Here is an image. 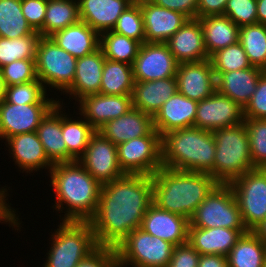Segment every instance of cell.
I'll return each mask as SVG.
<instances>
[{"mask_svg":"<svg viewBox=\"0 0 266 267\" xmlns=\"http://www.w3.org/2000/svg\"><path fill=\"white\" fill-rule=\"evenodd\" d=\"M152 198V176L125 174L103 184L97 211L89 220L98 246L116 248L141 227Z\"/></svg>","mask_w":266,"mask_h":267,"instance_id":"1","label":"cell"},{"mask_svg":"<svg viewBox=\"0 0 266 267\" xmlns=\"http://www.w3.org/2000/svg\"><path fill=\"white\" fill-rule=\"evenodd\" d=\"M48 172L57 198L53 208H67L63 221H89L97 211L102 185L78 161L54 164Z\"/></svg>","mask_w":266,"mask_h":267,"instance_id":"2","label":"cell"},{"mask_svg":"<svg viewBox=\"0 0 266 267\" xmlns=\"http://www.w3.org/2000/svg\"><path fill=\"white\" fill-rule=\"evenodd\" d=\"M153 204L191 219L198 206L218 185L206 173L161 167L152 175Z\"/></svg>","mask_w":266,"mask_h":267,"instance_id":"3","label":"cell"},{"mask_svg":"<svg viewBox=\"0 0 266 267\" xmlns=\"http://www.w3.org/2000/svg\"><path fill=\"white\" fill-rule=\"evenodd\" d=\"M162 166L174 170L213 174L215 139L211 131L189 127L161 137Z\"/></svg>","mask_w":266,"mask_h":267,"instance_id":"4","label":"cell"},{"mask_svg":"<svg viewBox=\"0 0 266 267\" xmlns=\"http://www.w3.org/2000/svg\"><path fill=\"white\" fill-rule=\"evenodd\" d=\"M212 134L216 149L211 176L218 184H229L242 174L255 169L244 122L214 130Z\"/></svg>","mask_w":266,"mask_h":267,"instance_id":"5","label":"cell"},{"mask_svg":"<svg viewBox=\"0 0 266 267\" xmlns=\"http://www.w3.org/2000/svg\"><path fill=\"white\" fill-rule=\"evenodd\" d=\"M54 231L44 267H76L98 247L89 221H61Z\"/></svg>","mask_w":266,"mask_h":267,"instance_id":"6","label":"cell"},{"mask_svg":"<svg viewBox=\"0 0 266 267\" xmlns=\"http://www.w3.org/2000/svg\"><path fill=\"white\" fill-rule=\"evenodd\" d=\"M174 247L139 227L116 247L119 267H166Z\"/></svg>","mask_w":266,"mask_h":267,"instance_id":"7","label":"cell"},{"mask_svg":"<svg viewBox=\"0 0 266 267\" xmlns=\"http://www.w3.org/2000/svg\"><path fill=\"white\" fill-rule=\"evenodd\" d=\"M197 228H229L247 230L229 184H218L198 206L189 220Z\"/></svg>","mask_w":266,"mask_h":267,"instance_id":"8","label":"cell"},{"mask_svg":"<svg viewBox=\"0 0 266 267\" xmlns=\"http://www.w3.org/2000/svg\"><path fill=\"white\" fill-rule=\"evenodd\" d=\"M77 58L60 48L50 37H41L36 51L38 79L55 90L64 92L72 85Z\"/></svg>","mask_w":266,"mask_h":267,"instance_id":"9","label":"cell"},{"mask_svg":"<svg viewBox=\"0 0 266 267\" xmlns=\"http://www.w3.org/2000/svg\"><path fill=\"white\" fill-rule=\"evenodd\" d=\"M241 219L248 231H253L266 218V170L255 168L229 183Z\"/></svg>","mask_w":266,"mask_h":267,"instance_id":"10","label":"cell"},{"mask_svg":"<svg viewBox=\"0 0 266 267\" xmlns=\"http://www.w3.org/2000/svg\"><path fill=\"white\" fill-rule=\"evenodd\" d=\"M118 161L125 174L152 176L162 167L161 136L154 129L117 146Z\"/></svg>","mask_w":266,"mask_h":267,"instance_id":"11","label":"cell"},{"mask_svg":"<svg viewBox=\"0 0 266 267\" xmlns=\"http://www.w3.org/2000/svg\"><path fill=\"white\" fill-rule=\"evenodd\" d=\"M77 161L101 185L125 175L119 165L117 146L98 131L91 136L87 149Z\"/></svg>","mask_w":266,"mask_h":267,"instance_id":"12","label":"cell"},{"mask_svg":"<svg viewBox=\"0 0 266 267\" xmlns=\"http://www.w3.org/2000/svg\"><path fill=\"white\" fill-rule=\"evenodd\" d=\"M178 65L166 43L145 42L133 61V78L134 81L146 82L176 77Z\"/></svg>","mask_w":266,"mask_h":267,"instance_id":"13","label":"cell"},{"mask_svg":"<svg viewBox=\"0 0 266 267\" xmlns=\"http://www.w3.org/2000/svg\"><path fill=\"white\" fill-rule=\"evenodd\" d=\"M244 108L215 91L198 102L194 127L214 131L244 122Z\"/></svg>","mask_w":266,"mask_h":267,"instance_id":"14","label":"cell"},{"mask_svg":"<svg viewBox=\"0 0 266 267\" xmlns=\"http://www.w3.org/2000/svg\"><path fill=\"white\" fill-rule=\"evenodd\" d=\"M56 104L15 105L3 100L0 103V138L35 132L42 119Z\"/></svg>","mask_w":266,"mask_h":267,"instance_id":"15","label":"cell"},{"mask_svg":"<svg viewBox=\"0 0 266 267\" xmlns=\"http://www.w3.org/2000/svg\"><path fill=\"white\" fill-rule=\"evenodd\" d=\"M176 79L178 92L196 102L216 91V76L209 59L179 63Z\"/></svg>","mask_w":266,"mask_h":267,"instance_id":"16","label":"cell"},{"mask_svg":"<svg viewBox=\"0 0 266 267\" xmlns=\"http://www.w3.org/2000/svg\"><path fill=\"white\" fill-rule=\"evenodd\" d=\"M79 102V114L96 131L107 122L119 118L132 108L131 95H105L101 93L82 97Z\"/></svg>","mask_w":266,"mask_h":267,"instance_id":"17","label":"cell"},{"mask_svg":"<svg viewBox=\"0 0 266 267\" xmlns=\"http://www.w3.org/2000/svg\"><path fill=\"white\" fill-rule=\"evenodd\" d=\"M189 224L186 217L162 210L152 203L143 217L140 228L177 246L188 242Z\"/></svg>","mask_w":266,"mask_h":267,"instance_id":"18","label":"cell"},{"mask_svg":"<svg viewBox=\"0 0 266 267\" xmlns=\"http://www.w3.org/2000/svg\"><path fill=\"white\" fill-rule=\"evenodd\" d=\"M146 42L166 43L189 20L183 13L163 8L152 1L140 3Z\"/></svg>","mask_w":266,"mask_h":267,"instance_id":"19","label":"cell"},{"mask_svg":"<svg viewBox=\"0 0 266 267\" xmlns=\"http://www.w3.org/2000/svg\"><path fill=\"white\" fill-rule=\"evenodd\" d=\"M197 104L177 91L153 117L154 129L162 137L173 130L193 127Z\"/></svg>","mask_w":266,"mask_h":267,"instance_id":"20","label":"cell"},{"mask_svg":"<svg viewBox=\"0 0 266 267\" xmlns=\"http://www.w3.org/2000/svg\"><path fill=\"white\" fill-rule=\"evenodd\" d=\"M166 45L179 63L209 59L204 44L203 29L198 18L186 21Z\"/></svg>","mask_w":266,"mask_h":267,"instance_id":"21","label":"cell"},{"mask_svg":"<svg viewBox=\"0 0 266 267\" xmlns=\"http://www.w3.org/2000/svg\"><path fill=\"white\" fill-rule=\"evenodd\" d=\"M153 130V117L132 107L119 118L107 122L98 132L118 146L129 140L147 136Z\"/></svg>","mask_w":266,"mask_h":267,"instance_id":"22","label":"cell"},{"mask_svg":"<svg viewBox=\"0 0 266 267\" xmlns=\"http://www.w3.org/2000/svg\"><path fill=\"white\" fill-rule=\"evenodd\" d=\"M263 72L264 70L251 66L247 69L215 73L216 91L245 108Z\"/></svg>","mask_w":266,"mask_h":267,"instance_id":"23","label":"cell"},{"mask_svg":"<svg viewBox=\"0 0 266 267\" xmlns=\"http://www.w3.org/2000/svg\"><path fill=\"white\" fill-rule=\"evenodd\" d=\"M248 230L222 227L197 228L189 224L188 243L200 254L227 256L238 239Z\"/></svg>","mask_w":266,"mask_h":267,"instance_id":"24","label":"cell"},{"mask_svg":"<svg viewBox=\"0 0 266 267\" xmlns=\"http://www.w3.org/2000/svg\"><path fill=\"white\" fill-rule=\"evenodd\" d=\"M131 4V0H78L80 21L100 35L112 31L118 18Z\"/></svg>","mask_w":266,"mask_h":267,"instance_id":"25","label":"cell"},{"mask_svg":"<svg viewBox=\"0 0 266 267\" xmlns=\"http://www.w3.org/2000/svg\"><path fill=\"white\" fill-rule=\"evenodd\" d=\"M9 153L13 156L15 164L23 169L22 172L39 171L40 169H51L53 164L48 160L43 145L35 132L23 133L12 136L6 140Z\"/></svg>","mask_w":266,"mask_h":267,"instance_id":"26","label":"cell"},{"mask_svg":"<svg viewBox=\"0 0 266 267\" xmlns=\"http://www.w3.org/2000/svg\"><path fill=\"white\" fill-rule=\"evenodd\" d=\"M177 91L176 77L146 82L134 81L131 94L132 107L154 117L162 105Z\"/></svg>","mask_w":266,"mask_h":267,"instance_id":"27","label":"cell"},{"mask_svg":"<svg viewBox=\"0 0 266 267\" xmlns=\"http://www.w3.org/2000/svg\"><path fill=\"white\" fill-rule=\"evenodd\" d=\"M105 59L100 47L78 58L73 83L64 93L71 95L76 101L84 96L99 93Z\"/></svg>","mask_w":266,"mask_h":267,"instance_id":"28","label":"cell"},{"mask_svg":"<svg viewBox=\"0 0 266 267\" xmlns=\"http://www.w3.org/2000/svg\"><path fill=\"white\" fill-rule=\"evenodd\" d=\"M58 103L46 114L39 124L36 133L43 145L48 160L54 165L67 163V146L62 137V107ZM62 108V109H61Z\"/></svg>","mask_w":266,"mask_h":267,"instance_id":"29","label":"cell"},{"mask_svg":"<svg viewBox=\"0 0 266 267\" xmlns=\"http://www.w3.org/2000/svg\"><path fill=\"white\" fill-rule=\"evenodd\" d=\"M50 38L77 59L96 51L100 45V35L82 21L57 31Z\"/></svg>","mask_w":266,"mask_h":267,"instance_id":"30","label":"cell"},{"mask_svg":"<svg viewBox=\"0 0 266 267\" xmlns=\"http://www.w3.org/2000/svg\"><path fill=\"white\" fill-rule=\"evenodd\" d=\"M203 29L206 52L212 54L239 41V30L226 15H211L198 18Z\"/></svg>","mask_w":266,"mask_h":267,"instance_id":"31","label":"cell"},{"mask_svg":"<svg viewBox=\"0 0 266 267\" xmlns=\"http://www.w3.org/2000/svg\"><path fill=\"white\" fill-rule=\"evenodd\" d=\"M266 245L253 231L238 239L227 255L229 267H264Z\"/></svg>","mask_w":266,"mask_h":267,"instance_id":"32","label":"cell"},{"mask_svg":"<svg viewBox=\"0 0 266 267\" xmlns=\"http://www.w3.org/2000/svg\"><path fill=\"white\" fill-rule=\"evenodd\" d=\"M80 21L78 0H47L41 37H50L57 31Z\"/></svg>","mask_w":266,"mask_h":267,"instance_id":"33","label":"cell"},{"mask_svg":"<svg viewBox=\"0 0 266 267\" xmlns=\"http://www.w3.org/2000/svg\"><path fill=\"white\" fill-rule=\"evenodd\" d=\"M133 86L132 65L105 59L99 93L105 95H131Z\"/></svg>","mask_w":266,"mask_h":267,"instance_id":"34","label":"cell"},{"mask_svg":"<svg viewBox=\"0 0 266 267\" xmlns=\"http://www.w3.org/2000/svg\"><path fill=\"white\" fill-rule=\"evenodd\" d=\"M95 132L84 118L72 120L62 112V137L67 146V163L77 161L84 154Z\"/></svg>","mask_w":266,"mask_h":267,"instance_id":"35","label":"cell"},{"mask_svg":"<svg viewBox=\"0 0 266 267\" xmlns=\"http://www.w3.org/2000/svg\"><path fill=\"white\" fill-rule=\"evenodd\" d=\"M34 32L22 13L21 0H0V37L15 39Z\"/></svg>","mask_w":266,"mask_h":267,"instance_id":"36","label":"cell"},{"mask_svg":"<svg viewBox=\"0 0 266 267\" xmlns=\"http://www.w3.org/2000/svg\"><path fill=\"white\" fill-rule=\"evenodd\" d=\"M239 42L250 64L266 71V26L261 23L241 26Z\"/></svg>","mask_w":266,"mask_h":267,"instance_id":"37","label":"cell"},{"mask_svg":"<svg viewBox=\"0 0 266 267\" xmlns=\"http://www.w3.org/2000/svg\"><path fill=\"white\" fill-rule=\"evenodd\" d=\"M141 43L113 31L100 34V49L104 57L112 61L125 62L130 65L137 57Z\"/></svg>","mask_w":266,"mask_h":267,"instance_id":"38","label":"cell"},{"mask_svg":"<svg viewBox=\"0 0 266 267\" xmlns=\"http://www.w3.org/2000/svg\"><path fill=\"white\" fill-rule=\"evenodd\" d=\"M40 38V33L36 31L15 39L0 37V68L15 60L36 59Z\"/></svg>","mask_w":266,"mask_h":267,"instance_id":"39","label":"cell"},{"mask_svg":"<svg viewBox=\"0 0 266 267\" xmlns=\"http://www.w3.org/2000/svg\"><path fill=\"white\" fill-rule=\"evenodd\" d=\"M46 90V86H44L39 79L27 83L6 86L4 100L15 105L57 104V99L48 98Z\"/></svg>","mask_w":266,"mask_h":267,"instance_id":"40","label":"cell"},{"mask_svg":"<svg viewBox=\"0 0 266 267\" xmlns=\"http://www.w3.org/2000/svg\"><path fill=\"white\" fill-rule=\"evenodd\" d=\"M214 73L230 72L251 67L248 57L238 41L218 50L209 57Z\"/></svg>","mask_w":266,"mask_h":267,"instance_id":"41","label":"cell"},{"mask_svg":"<svg viewBox=\"0 0 266 267\" xmlns=\"http://www.w3.org/2000/svg\"><path fill=\"white\" fill-rule=\"evenodd\" d=\"M254 168L266 167V119H244Z\"/></svg>","mask_w":266,"mask_h":267,"instance_id":"42","label":"cell"},{"mask_svg":"<svg viewBox=\"0 0 266 267\" xmlns=\"http://www.w3.org/2000/svg\"><path fill=\"white\" fill-rule=\"evenodd\" d=\"M113 32L135 39L141 44L146 42L143 16L140 3H132L118 18Z\"/></svg>","mask_w":266,"mask_h":267,"instance_id":"43","label":"cell"},{"mask_svg":"<svg viewBox=\"0 0 266 267\" xmlns=\"http://www.w3.org/2000/svg\"><path fill=\"white\" fill-rule=\"evenodd\" d=\"M6 86L37 80L36 59L15 60L0 68Z\"/></svg>","mask_w":266,"mask_h":267,"instance_id":"44","label":"cell"},{"mask_svg":"<svg viewBox=\"0 0 266 267\" xmlns=\"http://www.w3.org/2000/svg\"><path fill=\"white\" fill-rule=\"evenodd\" d=\"M224 15L231 19L237 26L257 23L256 0H228Z\"/></svg>","mask_w":266,"mask_h":267,"instance_id":"45","label":"cell"},{"mask_svg":"<svg viewBox=\"0 0 266 267\" xmlns=\"http://www.w3.org/2000/svg\"><path fill=\"white\" fill-rule=\"evenodd\" d=\"M245 119H266V71L257 83L256 90L244 108Z\"/></svg>","mask_w":266,"mask_h":267,"instance_id":"46","label":"cell"},{"mask_svg":"<svg viewBox=\"0 0 266 267\" xmlns=\"http://www.w3.org/2000/svg\"><path fill=\"white\" fill-rule=\"evenodd\" d=\"M76 267H119L116 248L98 246L83 258Z\"/></svg>","mask_w":266,"mask_h":267,"instance_id":"47","label":"cell"},{"mask_svg":"<svg viewBox=\"0 0 266 267\" xmlns=\"http://www.w3.org/2000/svg\"><path fill=\"white\" fill-rule=\"evenodd\" d=\"M47 0H21L22 13L31 28L39 32L44 25Z\"/></svg>","mask_w":266,"mask_h":267,"instance_id":"48","label":"cell"},{"mask_svg":"<svg viewBox=\"0 0 266 267\" xmlns=\"http://www.w3.org/2000/svg\"><path fill=\"white\" fill-rule=\"evenodd\" d=\"M199 257L200 254L188 242L177 245L166 267H198Z\"/></svg>","mask_w":266,"mask_h":267,"instance_id":"49","label":"cell"},{"mask_svg":"<svg viewBox=\"0 0 266 267\" xmlns=\"http://www.w3.org/2000/svg\"><path fill=\"white\" fill-rule=\"evenodd\" d=\"M158 6L183 13L189 19L197 18L198 0H151Z\"/></svg>","mask_w":266,"mask_h":267,"instance_id":"50","label":"cell"},{"mask_svg":"<svg viewBox=\"0 0 266 267\" xmlns=\"http://www.w3.org/2000/svg\"><path fill=\"white\" fill-rule=\"evenodd\" d=\"M228 0H198L197 18L211 15H224Z\"/></svg>","mask_w":266,"mask_h":267,"instance_id":"51","label":"cell"},{"mask_svg":"<svg viewBox=\"0 0 266 267\" xmlns=\"http://www.w3.org/2000/svg\"><path fill=\"white\" fill-rule=\"evenodd\" d=\"M8 190L4 187H2L0 189V222L4 221V223L8 222L9 226L11 224V226L13 227H17V231H18V227L21 224L19 220V216H16V212L15 209H11L12 207H10V205L8 203H6L7 199L6 196H8ZM6 198V199H5ZM9 205V206H8Z\"/></svg>","mask_w":266,"mask_h":267,"instance_id":"52","label":"cell"},{"mask_svg":"<svg viewBox=\"0 0 266 267\" xmlns=\"http://www.w3.org/2000/svg\"><path fill=\"white\" fill-rule=\"evenodd\" d=\"M198 267H229L227 256L206 254L200 255Z\"/></svg>","mask_w":266,"mask_h":267,"instance_id":"53","label":"cell"},{"mask_svg":"<svg viewBox=\"0 0 266 267\" xmlns=\"http://www.w3.org/2000/svg\"><path fill=\"white\" fill-rule=\"evenodd\" d=\"M257 1V23L266 26V0Z\"/></svg>","mask_w":266,"mask_h":267,"instance_id":"54","label":"cell"},{"mask_svg":"<svg viewBox=\"0 0 266 267\" xmlns=\"http://www.w3.org/2000/svg\"><path fill=\"white\" fill-rule=\"evenodd\" d=\"M253 232L266 245V218L253 230Z\"/></svg>","mask_w":266,"mask_h":267,"instance_id":"55","label":"cell"},{"mask_svg":"<svg viewBox=\"0 0 266 267\" xmlns=\"http://www.w3.org/2000/svg\"><path fill=\"white\" fill-rule=\"evenodd\" d=\"M6 84L0 71V103L5 99Z\"/></svg>","mask_w":266,"mask_h":267,"instance_id":"56","label":"cell"},{"mask_svg":"<svg viewBox=\"0 0 266 267\" xmlns=\"http://www.w3.org/2000/svg\"><path fill=\"white\" fill-rule=\"evenodd\" d=\"M132 3H141V2H144V1H151V0H131Z\"/></svg>","mask_w":266,"mask_h":267,"instance_id":"57","label":"cell"}]
</instances>
